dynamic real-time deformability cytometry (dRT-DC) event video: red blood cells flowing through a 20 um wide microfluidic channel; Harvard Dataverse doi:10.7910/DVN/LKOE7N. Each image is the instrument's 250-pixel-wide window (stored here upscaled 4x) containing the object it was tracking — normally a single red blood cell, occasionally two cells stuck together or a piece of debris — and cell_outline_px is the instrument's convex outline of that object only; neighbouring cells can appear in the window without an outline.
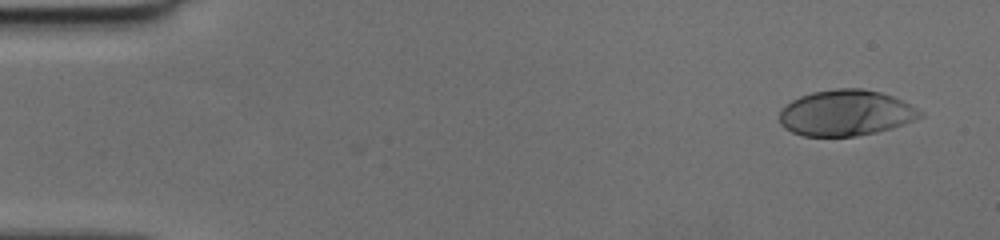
{"species": "human", "species_latin": "Homo sapiens", "temperature_condition": "cold", "stored_images_in_passage": 48, "camera_frame_rate_fps": 3000, "um_per_image_px": 0.085, "donor": {"sex": "female"}, "frame": {"image": 1, "passage_image": 1, "time_ms": 0.0, "image_size_px": [1000, 240], "cell_outline_px": [[924, 116], [892, 128], [876, 132], [852, 136], [804, 136], [792, 132], [784, 128], [780, 124], [780, 112], [792, 100], [800, 96], [812, 92], [836, 88], [864, 88], [880, 92], [892, 96], [908, 104], [920, 112]], "centroid_in_image_um": [71.86, 9.6], "position_along_channel_um": 13.1, "area_um2": 37.22}}
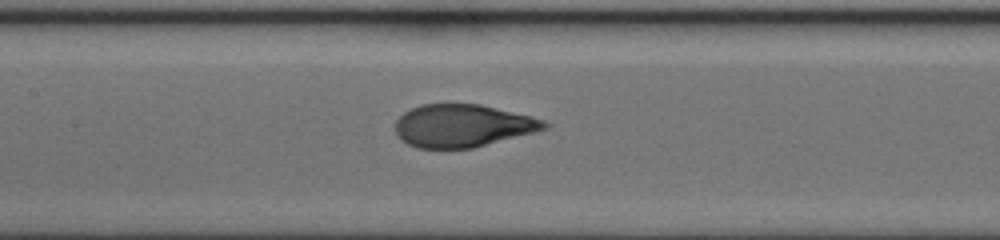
{"frame": {"image": 2, "passage_image": 22, "time_ms": 7.0, "image_size_px": [1000, 240], "cell_outline_px": [[548, 128], [472, 148], [416, 148], [408, 144], [396, 132], [396, 120], [404, 112], [420, 104], [480, 104], [544, 120], [548, 124]], "centroid_in_image_um": [39.29, 10.68], "position_along_channel_um": 168.1, "area_um2": 36.47}}
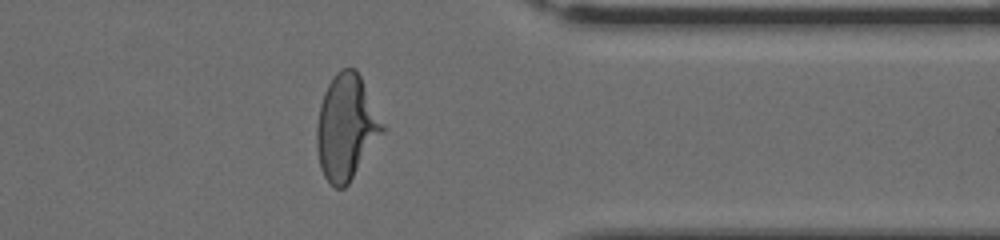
{"frame": {"image": 3, "passage_image": 38, "time_ms": 12.333, "image_size_px": [1000, 240], "cell_outline_px": [[384, 132], [348, 184], [344, 188], [336, 188], [324, 176], [320, 168], [316, 148], [316, 128], [320, 104], [324, 92], [328, 84], [336, 72], [340, 68], [356, 68], [360, 76], [384, 128]], "centroid_in_image_um": [29.39, 10.83], "position_along_channel_um": 382.0, "area_um2": 39.77}}